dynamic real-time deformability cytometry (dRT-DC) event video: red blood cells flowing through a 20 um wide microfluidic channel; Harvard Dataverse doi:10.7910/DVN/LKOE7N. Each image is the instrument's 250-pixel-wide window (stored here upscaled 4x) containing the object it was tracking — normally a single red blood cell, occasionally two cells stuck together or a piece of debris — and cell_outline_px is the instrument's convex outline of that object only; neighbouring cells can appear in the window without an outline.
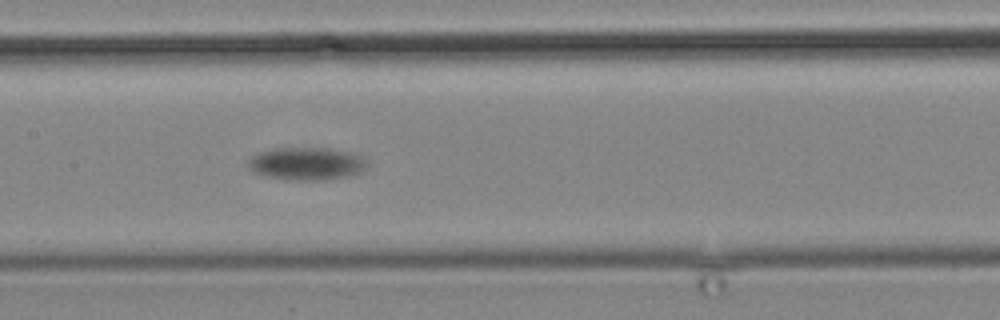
{"species": "common noctule bat (a hibernating species)", "species_latin": "Nyctalus noctula", "temperature_condition": "cold", "stored_images_in_passage": 16, "camera_frame_rate_fps": 3000, "um_per_image_px": 0.085, "animal": {"sex": "male", "body_mass_g": 19.2, "forearm_length_mm": 51.8}, "frame": {"image": 1, "passage_image": 16, "time_ms": 18.333, "image_size_px": [1000, 320], "cell_outline_px": [[368, 164], [360, 172], [348, 176], [312, 180], [300, 180], [264, 176], [252, 172], [248, 168], [248, 160], [256, 152], [276, 148], [328, 148], [348, 152], [360, 156], [368, 160]], "centroid_in_image_um": [26.01, 13.9], "position_along_channel_um": 181.4, "area_um2": 22.54}}